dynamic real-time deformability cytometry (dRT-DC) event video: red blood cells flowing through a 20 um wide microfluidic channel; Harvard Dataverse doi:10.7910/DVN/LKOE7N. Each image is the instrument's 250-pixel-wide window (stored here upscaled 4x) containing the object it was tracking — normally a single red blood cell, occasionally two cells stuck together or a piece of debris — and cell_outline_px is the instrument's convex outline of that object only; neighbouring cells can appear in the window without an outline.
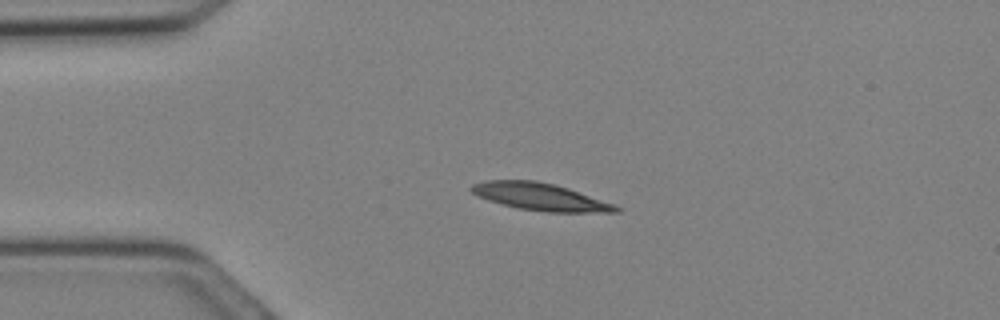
{"species": "Egyptian fruit bat (a non-hibernating species)", "species_latin": "Rousettus aegyptiacus", "temperature_condition": "cold", "stored_images_in_passage": 5, "camera_frame_rate_fps": 3000, "um_per_image_px": 0.085, "animal": {"sex": "female"}, "frame": {"image": 1, "passage_image": 1, "time_ms": 0.0, "image_size_px": [1000, 320], "cell_outline_px": [[624, 208], [620, 212], [548, 212], [516, 208], [488, 200], [476, 196], [468, 188], [472, 184], [488, 180], [536, 180], [568, 188], [616, 204]], "centroid_in_image_um": [45.94, 16.73], "position_along_channel_um": 39.1, "area_um2": 23.18}}
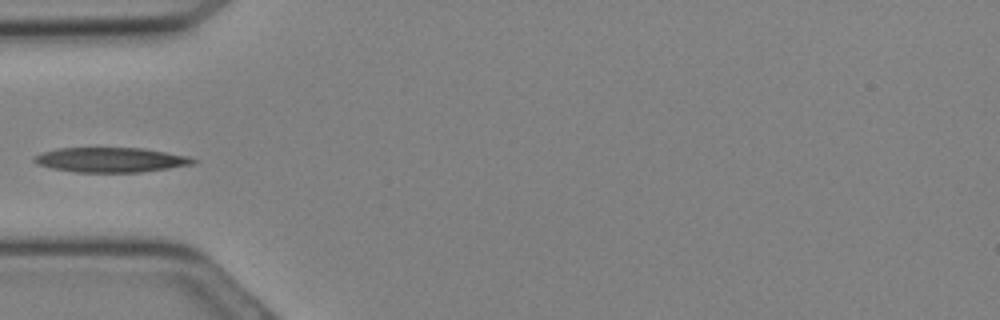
{"frame": {"image": 2, "passage_image": 4, "time_ms": 1.0, "image_size_px": [1000, 320], "cell_outline_px": [[200, 160], [196, 164], [140, 172], [76, 172], [52, 168], [36, 164], [32, 160], [32, 156], [40, 152], [60, 148], [144, 148], [188, 156]], "centroid_in_image_um": [9.41, 13.58], "position_along_channel_um": 75.6, "area_um2": 23.12}}